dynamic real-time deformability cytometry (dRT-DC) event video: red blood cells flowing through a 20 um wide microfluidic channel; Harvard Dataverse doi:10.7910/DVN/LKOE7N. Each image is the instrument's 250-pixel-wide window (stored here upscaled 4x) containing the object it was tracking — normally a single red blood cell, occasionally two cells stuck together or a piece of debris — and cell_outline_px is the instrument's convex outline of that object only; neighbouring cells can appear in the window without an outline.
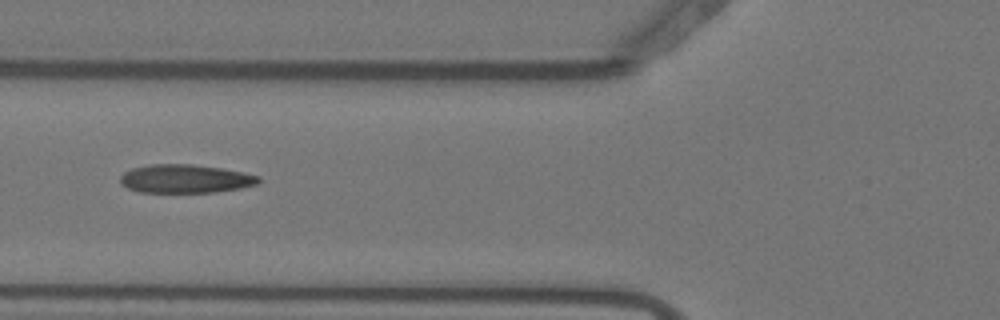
{"species": "Egyptian fruit bat (a non-hibernating species)", "species_latin": "Rousettus aegyptiacus", "temperature_condition": "warm", "stored_images_in_passage": 4, "camera_frame_rate_fps": 3000, "um_per_image_px": 0.085, "animal": {"sex": "female"}, "frame": {"image": 1, "passage_image": 2, "time_ms": 0.333, "image_size_px": [1000, 320], "cell_outline_px": [[260, 180], [256, 184], [240, 188], [212, 192], [140, 192], [128, 188], [120, 184], [120, 176], [124, 172], [132, 168], [148, 164], [192, 164], [220, 168], [244, 172], [260, 176]], "centroid_in_image_um": [15.72, 15.18], "position_along_channel_um": 110.1, "area_um2": 22.95}}
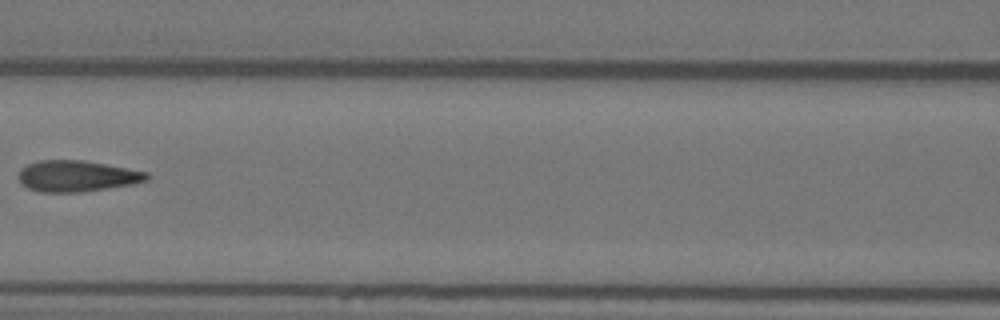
{"frame": {"image": 2, "passage_image": 3, "time_ms": 0.667, "image_size_px": [1000, 320], "cell_outline_px": [[148, 180], [132, 184], [80, 192], [40, 192], [28, 188], [16, 176], [20, 168], [28, 164], [40, 160], [84, 160], [148, 172]], "centroid_in_image_um": [6.5, 14.96], "position_along_channel_um": 160.1, "area_um2": 23.18}}
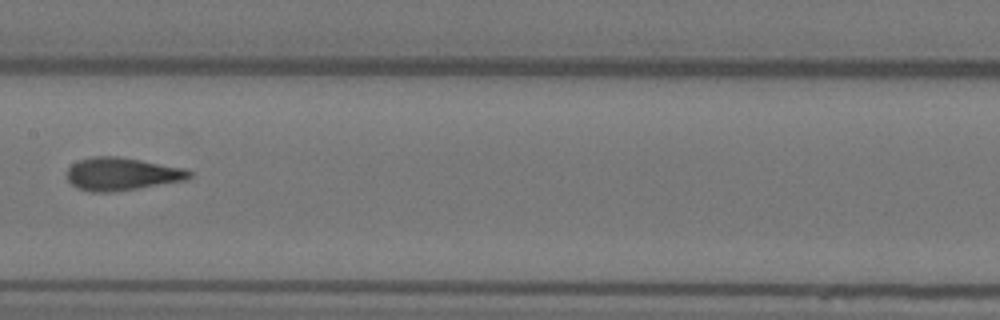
{"frame": {"image": 3, "passage_image": 4, "time_ms": 1.0, "image_size_px": [1000, 320], "cell_outline_px": [[192, 176], [188, 180], [112, 192], [92, 192], [76, 188], [68, 180], [68, 168], [72, 164], [80, 160], [92, 156], [116, 156], [140, 160], [184, 168], [192, 172]], "centroid_in_image_um": [10.37, 14.79], "position_along_channel_um": 197.0, "area_um2": 23.35}}